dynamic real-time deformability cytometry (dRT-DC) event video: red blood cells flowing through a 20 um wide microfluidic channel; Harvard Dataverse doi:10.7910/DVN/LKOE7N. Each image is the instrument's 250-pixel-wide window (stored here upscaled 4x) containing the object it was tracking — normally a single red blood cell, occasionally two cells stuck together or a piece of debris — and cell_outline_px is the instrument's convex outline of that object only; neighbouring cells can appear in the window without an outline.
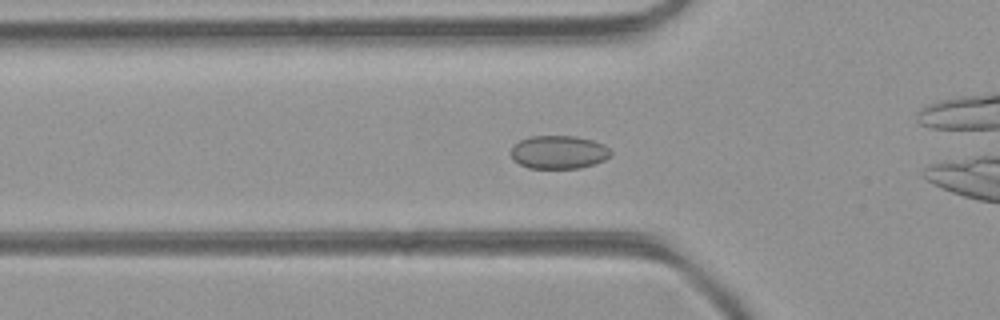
{"species": "common noctule bat (a hibernating species)", "species_latin": "Nyctalus noctula", "temperature_condition": "room temperature", "stored_images_in_passage": 36, "camera_frame_rate_fps": 3000, "um_per_image_px": 0.085, "animal": {"sex": "female", "body_mass_g": 21.9}, "frame": {"image": 1, "passage_image": 4, "time_ms": 1.0, "image_size_px": [1000, 320], "cell_outline_px": [[612, 156], [604, 160], [580, 168], [528, 168], [512, 160], [508, 152], [512, 144], [528, 136], [576, 136], [592, 140], [604, 144], [612, 152]], "centroid_in_image_um": [47.43, 12.93], "position_along_channel_um": 78.4, "area_um2": 19.71}}
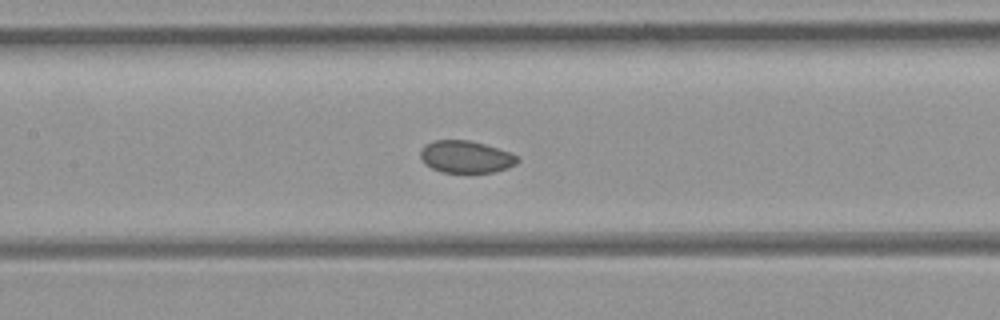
{"frame": {"image": 2, "passage_image": 10, "time_ms": 3.0, "image_size_px": [1000, 320], "cell_outline_px": [[520, 160], [516, 164], [508, 168], [492, 172], [440, 172], [424, 164], [420, 156], [420, 148], [424, 144], [432, 140], [468, 140], [484, 144], [520, 156]], "centroid_in_image_um": [39.57, 13.32], "position_along_channel_um": 167.8, "area_um2": 18.32}}
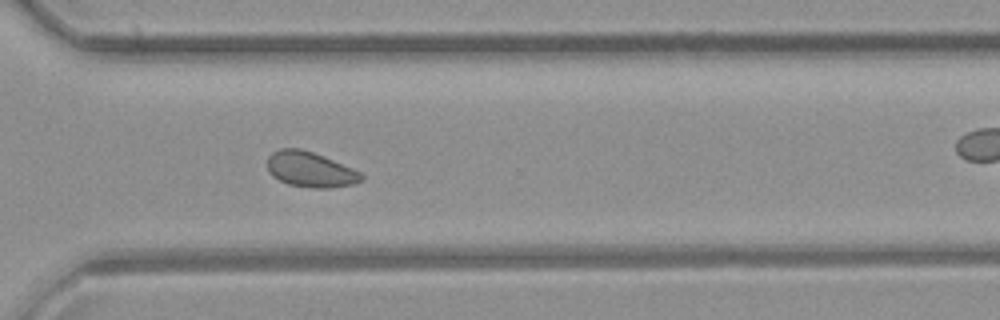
{"frame": {"image": 3, "passage_image": 22, "time_ms": 7.0, "image_size_px": [1000, 320], "cell_outline_px": [[364, 180], [352, 184], [328, 188], [312, 188], [288, 184], [272, 176], [268, 172], [268, 156], [272, 152], [280, 148], [300, 148], [324, 156], [352, 168], [360, 172], [364, 176]], "centroid_in_image_um": [26.37, 14.4], "position_along_channel_um": 344.2, "area_um2": 19.36}}